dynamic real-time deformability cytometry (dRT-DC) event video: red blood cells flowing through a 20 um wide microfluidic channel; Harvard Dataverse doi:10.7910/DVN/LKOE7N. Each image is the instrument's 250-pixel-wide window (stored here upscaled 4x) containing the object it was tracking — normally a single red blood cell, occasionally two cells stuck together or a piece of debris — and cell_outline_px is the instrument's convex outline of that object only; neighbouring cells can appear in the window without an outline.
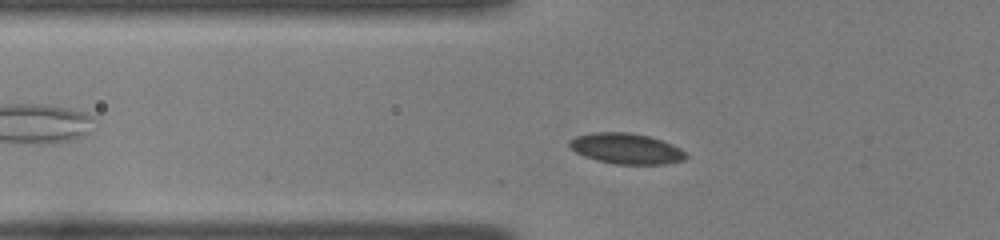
{"species": "common noctule bat (a hibernating species)", "species_latin": "Nyctalus noctula", "temperature_condition": "room temperature", "stored_images_in_passage": 26, "camera_frame_rate_fps": 3000, "um_per_image_px": 0.085, "animal": {"sex": "female", "body_mass_g": 22.0, "forearm_length_mm": 56.7}, "frame": {"image": 1, "passage_image": 8, "time_ms": 2.333, "image_size_px": [1000, 240], "cell_outline_px": [[688, 156], [684, 160], [664, 164], [616, 164], [596, 160], [584, 156], [576, 152], [568, 144], [568, 140], [576, 136], [592, 132], [628, 132], [648, 136], [672, 144], [680, 148]], "centroid_in_image_um": [53.21, 12.63], "position_along_channel_um": 72.6, "area_um2": 20.75}}
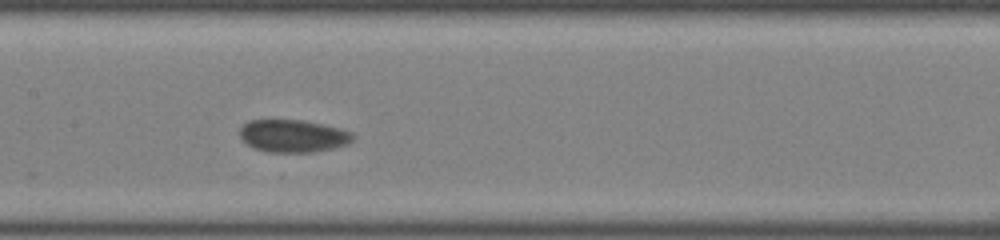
{"frame": {"image": 2, "passage_image": 17, "time_ms": 5.333, "image_size_px": [1000, 240], "cell_outline_px": [[356, 136], [348, 144], [332, 148], [312, 152], [268, 152], [256, 148], [248, 144], [240, 136], [240, 128], [244, 124], [252, 120], [304, 120], [340, 128], [352, 132]], "centroid_in_image_um": [24.95, 11.55], "position_along_channel_um": 182.4, "area_um2": 21.33}}
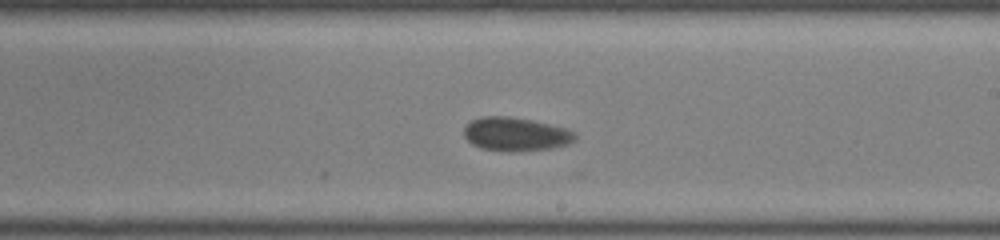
{"frame": {"image": 3, "passage_image": 22, "time_ms": 7.0, "image_size_px": [1000, 240], "cell_outline_px": [[576, 140], [568, 144], [552, 148], [512, 152], [508, 152], [480, 148], [472, 144], [464, 136], [464, 128], [472, 120], [484, 116], [508, 116], [532, 120], [564, 128], [576, 132]], "centroid_in_image_um": [43.84, 11.41], "position_along_channel_um": 245.2, "area_um2": 21.79}}